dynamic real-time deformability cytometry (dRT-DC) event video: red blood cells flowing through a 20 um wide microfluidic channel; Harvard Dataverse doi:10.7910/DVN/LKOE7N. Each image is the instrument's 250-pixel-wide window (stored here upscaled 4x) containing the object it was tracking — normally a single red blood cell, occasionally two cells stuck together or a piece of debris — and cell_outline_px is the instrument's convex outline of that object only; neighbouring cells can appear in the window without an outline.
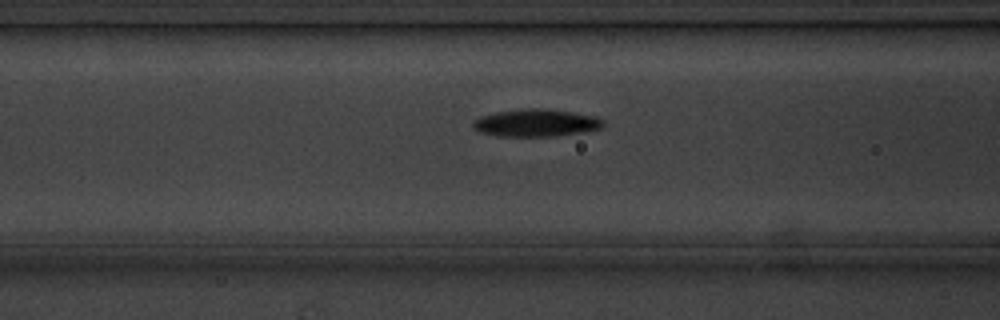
{"species": "common noctule bat (a hibernating species)", "species_latin": "Nyctalus noctula", "temperature_condition": "cold", "stored_images_in_passage": 9, "camera_frame_rate_fps": 3000, "um_per_image_px": 0.085, "animal": {"sex": "male", "body_mass_g": 20.1, "forearm_length_mm": 53.5}, "frame": {"image": 1, "passage_image": 9, "time_ms": 10.0, "image_size_px": [1000, 320], "cell_outline_px": [[604, 124], [600, 128], [584, 132], [556, 136], [496, 136], [480, 132], [472, 124], [480, 116], [496, 112], [524, 108], [544, 108], [572, 112], [596, 116], [604, 120]], "centroid_in_image_um": [45.59, 10.44], "position_along_channel_um": 121.0, "area_um2": 20.81}}